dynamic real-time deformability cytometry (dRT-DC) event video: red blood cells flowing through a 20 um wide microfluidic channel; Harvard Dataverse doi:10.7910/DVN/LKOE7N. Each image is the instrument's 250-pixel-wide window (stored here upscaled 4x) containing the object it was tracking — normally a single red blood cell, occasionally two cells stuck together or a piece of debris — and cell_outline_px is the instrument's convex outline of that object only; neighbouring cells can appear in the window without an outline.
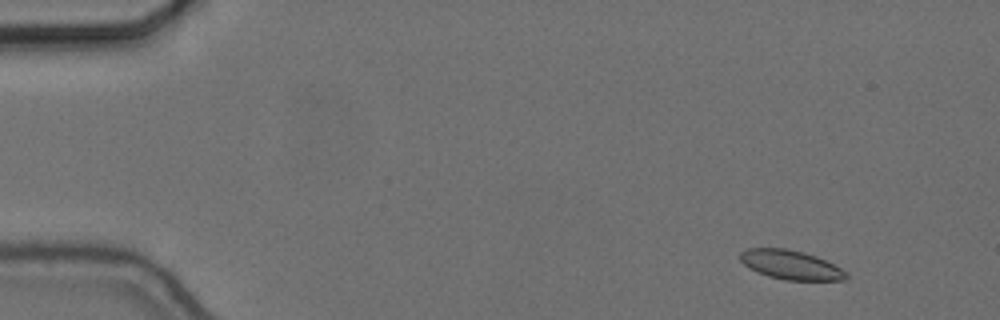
{"species": "common noctule bat (a hibernating species)", "species_latin": "Nyctalus noctula", "temperature_condition": "cold", "stored_images_in_passage": 56, "camera_frame_rate_fps": 3000, "um_per_image_px": 0.085, "animal": {"sex": "female", "body_mass_g": 24.6, "forearm_length_mm": 56.2}, "frame": {"image": 1, "passage_image": 5, "time_ms": 1.333, "image_size_px": [1000, 320], "cell_outline_px": [[848, 276], [844, 280], [784, 280], [768, 276], [756, 272], [748, 268], [740, 260], [740, 252], [748, 248], [784, 248], [816, 256], [840, 268]], "centroid_in_image_um": [67.15, 22.52], "position_along_channel_um": 17.8, "area_um2": 17.8}}
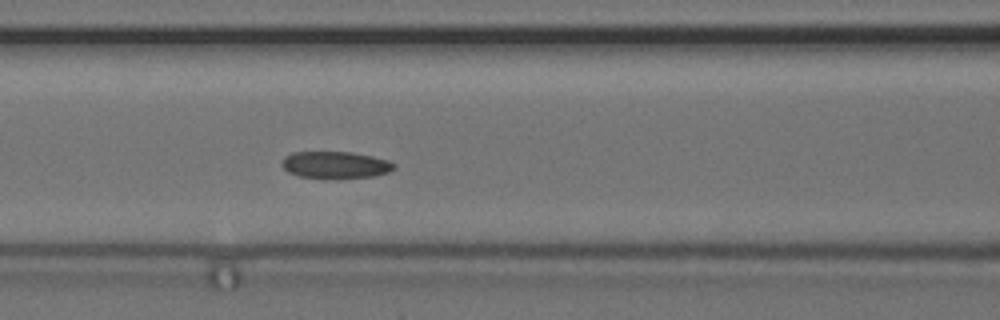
{"frame": {"image": 2, "passage_image": 24, "time_ms": 7.667, "image_size_px": [1000, 320], "cell_outline_px": [[396, 168], [388, 172], [372, 176], [336, 180], [300, 176], [288, 172], [280, 164], [284, 156], [292, 152], [352, 152], [372, 156], [388, 160], [396, 164]], "centroid_in_image_um": [28.5, 14.03], "position_along_channel_um": 138.1, "area_um2": 18.03}}
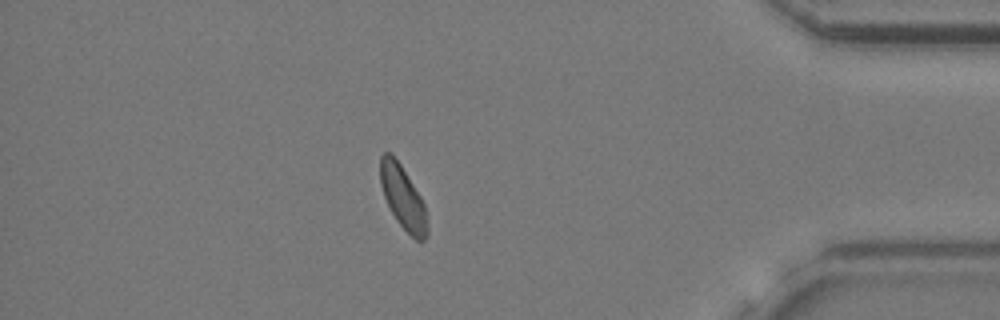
{"frame": {"image": 3, "passage_image": 49, "time_ms": 16.0, "image_size_px": [1000, 320], "cell_outline_px": [[428, 236], [424, 240], [416, 240], [396, 220], [384, 196], [380, 184], [380, 156], [384, 152], [392, 152], [400, 164], [420, 196], [424, 204], [428, 228]], "centroid_in_image_um": [34.24, 16.77], "position_along_channel_um": 401.0, "area_um2": 17.11}, "authors_computed_cell_mechanics": {"area_um2": 18.2359, "velocity_mm_per_s": 3.619, "shape_relaxation_time_tau1_ms": 8.5581, "shape_relaxation_time_tau2_ms": 6.154, "deformation_change_tau1": 0.1112, "deformation_change_tau2": 0.1025}}